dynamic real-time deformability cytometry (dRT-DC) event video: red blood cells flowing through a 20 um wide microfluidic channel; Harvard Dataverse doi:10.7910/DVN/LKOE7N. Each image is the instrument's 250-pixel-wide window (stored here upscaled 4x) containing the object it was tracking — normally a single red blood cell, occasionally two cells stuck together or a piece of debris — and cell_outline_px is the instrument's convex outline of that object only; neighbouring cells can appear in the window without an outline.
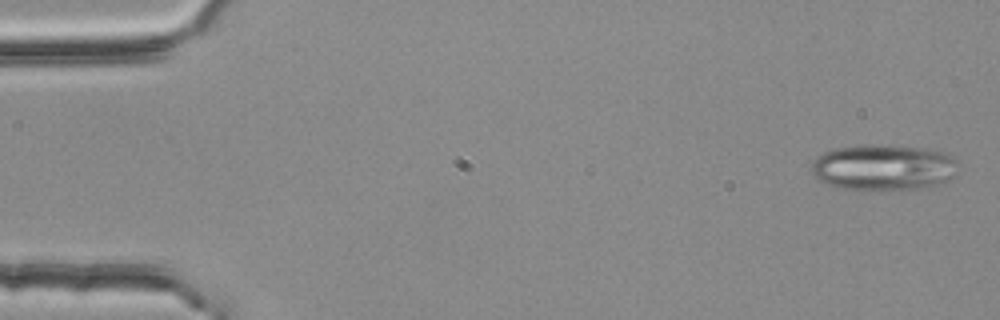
{"species": "common noctule bat (a hibernating species)", "species_latin": "Nyctalus noctula", "temperature_condition": "room temperature", "stored_images_in_passage": 53, "camera_frame_rate_fps": 3000, "um_per_image_px": 0.085, "animal": {"sex": "female", "body_mass_g": 25.1}, "frame": {"image": 1, "passage_image": 1, "time_ms": 0.0, "image_size_px": [1000, 320], "cell_outline_px": [[956, 160], [952, 176], [936, 184], [920, 188], [844, 188], [828, 184], [820, 180], [812, 172], [812, 164], [816, 156], [824, 152], [836, 148], [868, 144], [876, 144], [924, 148], [948, 152]], "centroid_in_image_um": [75.07, 14.18], "position_along_channel_um": 9.9, "area_um2": 38.32}}
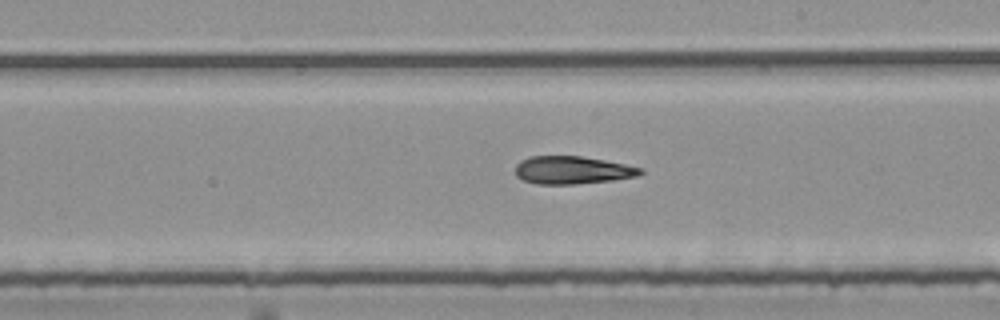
{"frame": {"image": 2, "passage_image": 30, "time_ms": 9.667, "image_size_px": [1000, 320], "cell_outline_px": [[644, 172], [640, 176], [612, 180], [576, 184], [536, 184], [524, 180], [516, 176], [516, 164], [520, 160], [528, 156], [580, 156], [604, 160], [644, 168]], "centroid_in_image_um": [48.66, 14.46], "position_along_channel_um": 240.3, "area_um2": 20.4}}
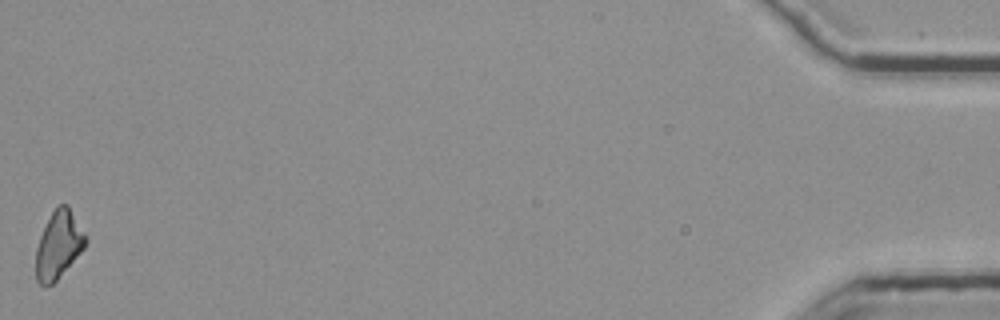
{"frame": {"image": 3, "passage_image": 53, "time_ms": 17.333, "image_size_px": [1000, 320], "cell_outline_px": [[88, 240], [84, 248], [56, 280], [52, 284], [40, 284], [36, 280], [36, 248], [40, 236], [56, 204], [68, 204], [88, 236]], "centroid_in_image_um": [5.0, 20.76], "position_along_channel_um": 430.2, "area_um2": 19.48}, "authors_computed_cell_mechanics": {"area_um2": 20.9814, "velocity_mm_per_s": 3.7824, "shape_relaxation_time_tau1_ms": 10.5324, "shape_relaxation_time_tau2_ms": 5.7675, "deformation_change_tau1": 0.2197, "deformation_change_tau2": 0.1608}}